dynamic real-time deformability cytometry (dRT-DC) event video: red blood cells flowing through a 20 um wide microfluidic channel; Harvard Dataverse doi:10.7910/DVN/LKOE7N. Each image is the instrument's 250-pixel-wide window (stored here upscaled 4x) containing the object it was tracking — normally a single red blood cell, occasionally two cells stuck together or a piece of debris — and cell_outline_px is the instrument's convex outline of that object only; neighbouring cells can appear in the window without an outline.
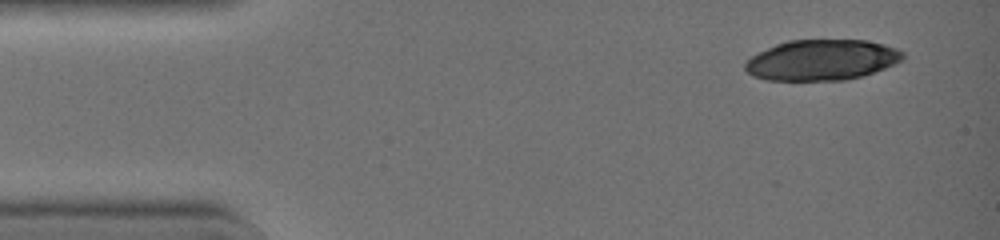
{"species": "common noctule bat (a hibernating species)", "species_latin": "Nyctalus noctula", "temperature_condition": "warm", "stored_images_in_passage": 12, "camera_frame_rate_fps": 3000, "um_per_image_px": 0.085, "animal": {"sex": "female", "body_mass_g": 19.0, "forearm_length_mm": 51.5}, "frame": {"image": 1, "passage_image": 3, "time_ms": 0.667, "image_size_px": [1000, 240], "cell_outline_px": [[904, 60], [884, 68], [860, 76], [844, 80], [768, 80], [752, 76], [744, 68], [744, 64], [752, 56], [776, 44], [788, 40], [864, 40], [884, 44], [896, 48], [904, 52]], "centroid_in_image_um": [69.86, 5.09], "position_along_channel_um": 15.1, "area_um2": 37.17}}